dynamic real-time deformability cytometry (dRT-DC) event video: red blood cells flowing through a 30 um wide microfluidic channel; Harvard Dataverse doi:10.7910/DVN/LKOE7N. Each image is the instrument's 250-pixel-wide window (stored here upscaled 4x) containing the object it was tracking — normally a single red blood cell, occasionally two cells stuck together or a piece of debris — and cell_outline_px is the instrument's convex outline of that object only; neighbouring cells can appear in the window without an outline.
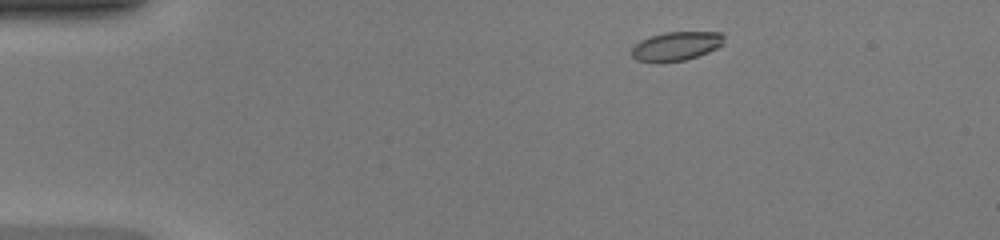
{"species": "common noctule bat (a hibernating species)", "species_latin": "Nyctalus noctula", "temperature_condition": "warm", "stored_images_in_passage": 43, "camera_frame_rate_fps": 3000, "um_per_image_px": 0.085, "animal": {"sex": "female", "body_mass_g": 20.0, "forearm_length_mm": 54.0}, "frame": {"image": 1, "passage_image": 3, "time_ms": 0.667, "image_size_px": [1000, 240], "cell_outline_px": [[724, 44], [708, 52], [684, 60], [636, 60], [632, 56], [632, 48], [640, 40], [664, 32], [724, 32]], "centroid_in_image_um": [57.54, 3.88], "position_along_channel_um": 27.5, "area_um2": 15.09}}
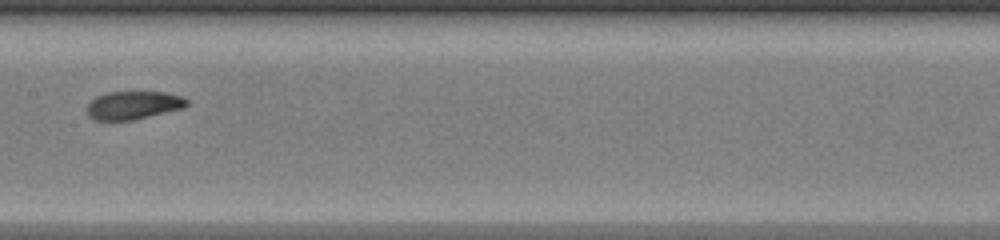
{"frame": {"image": 2, "passage_image": 20, "time_ms": 6.333, "image_size_px": [1000, 240], "cell_outline_px": [[188, 104], [184, 108], [132, 120], [92, 120], [88, 116], [88, 104], [96, 96], [108, 92], [164, 92], [180, 96], [188, 100]], "centroid_in_image_um": [11.32, 8.94], "position_along_channel_um": 196.1, "area_um2": 16.3}}
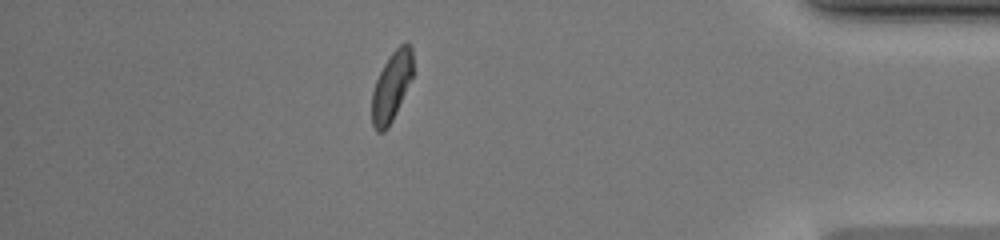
{"frame": {"image": 3, "passage_image": 37, "time_ms": 12.0, "image_size_px": [1000, 240], "cell_outline_px": [[412, 76], [396, 112], [388, 128], [384, 132], [376, 132], [372, 124], [372, 92], [376, 80], [384, 64], [392, 52], [400, 44], [408, 44], [412, 48]], "centroid_in_image_um": [33.26, 7.38], "position_along_channel_um": 401.9, "area_um2": 16.24}, "authors_computed_cell_mechanics": {"area_um2": 16.762, "velocity_mm_per_s": 4.3031, "shape_relaxation_time_tau1_ms": 4.5144, "shape_relaxation_time_tau2_ms": 1.0565, "deformation_change_tau1": 0.1691, "deformation_change_tau2": 0.0678}}